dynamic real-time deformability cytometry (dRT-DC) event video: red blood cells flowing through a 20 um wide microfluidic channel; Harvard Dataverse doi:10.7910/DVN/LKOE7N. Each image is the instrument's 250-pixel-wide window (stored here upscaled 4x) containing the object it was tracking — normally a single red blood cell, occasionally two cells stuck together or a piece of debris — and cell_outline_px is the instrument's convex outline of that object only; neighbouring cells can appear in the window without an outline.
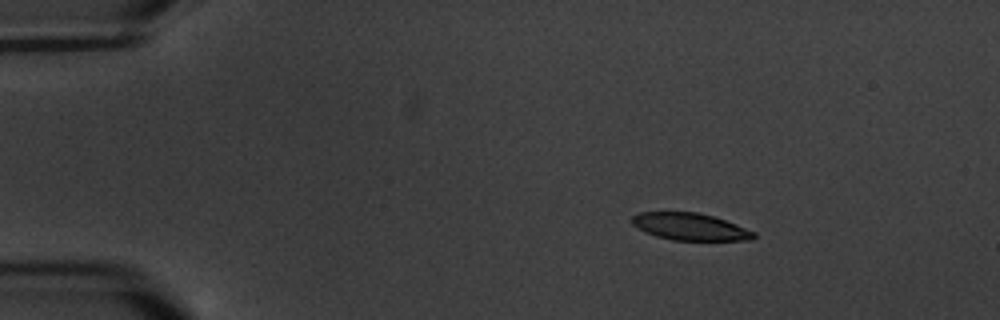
{"species": "common noctule bat (a hibernating species)", "species_latin": "Nyctalus noctula", "temperature_condition": "warm", "stored_images_in_passage": 5, "camera_frame_rate_fps": 3000, "um_per_image_px": 0.085, "animal": {"sex": "male", "body_mass_g": 20.1, "forearm_length_mm": 53.5}, "frame": {"image": 1, "passage_image": 2, "time_ms": 2.0, "image_size_px": [1000, 320], "cell_outline_px": [[756, 236], [752, 240], [672, 240], [656, 236], [632, 224], [632, 216], [640, 212], [696, 212], [712, 216], [736, 224], [756, 232]], "centroid_in_image_um": [58.69, 19.27], "position_along_channel_um": 26.3, "area_um2": 19.02}}